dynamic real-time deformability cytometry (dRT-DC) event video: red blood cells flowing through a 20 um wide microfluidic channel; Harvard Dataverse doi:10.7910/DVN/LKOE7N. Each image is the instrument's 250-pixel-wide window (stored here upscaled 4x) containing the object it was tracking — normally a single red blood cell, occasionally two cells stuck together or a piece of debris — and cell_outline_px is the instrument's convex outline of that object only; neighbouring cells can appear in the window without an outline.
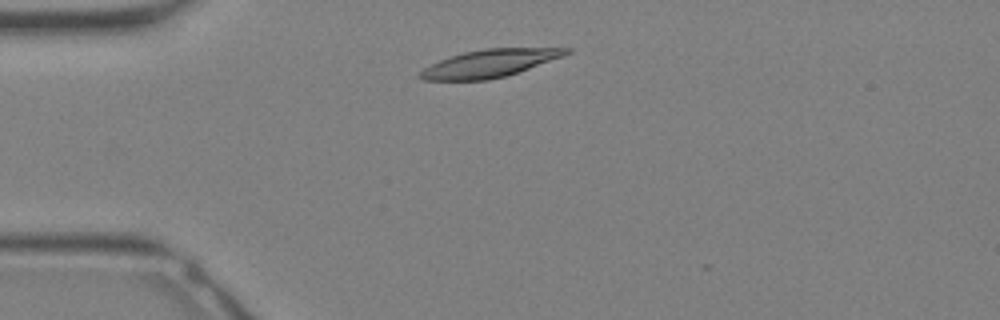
{"species": "Egyptian fruit bat (a non-hibernating species)", "species_latin": "Rousettus aegyptiacus", "temperature_condition": "warm", "stored_images_in_passage": 25, "camera_frame_rate_fps": 3000, "um_per_image_px": 0.085, "animal": {"sex": "female"}, "frame": {"image": 1, "passage_image": 1, "time_ms": 0.0, "image_size_px": [1000, 320], "cell_outline_px": [[572, 52], [564, 56], [504, 76], [488, 80], [424, 80], [416, 76], [424, 68], [440, 60], [464, 52], [484, 48], [572, 48]], "centroid_in_image_um": [41.61, 5.38], "position_along_channel_um": 43.4, "area_um2": 23.24}}
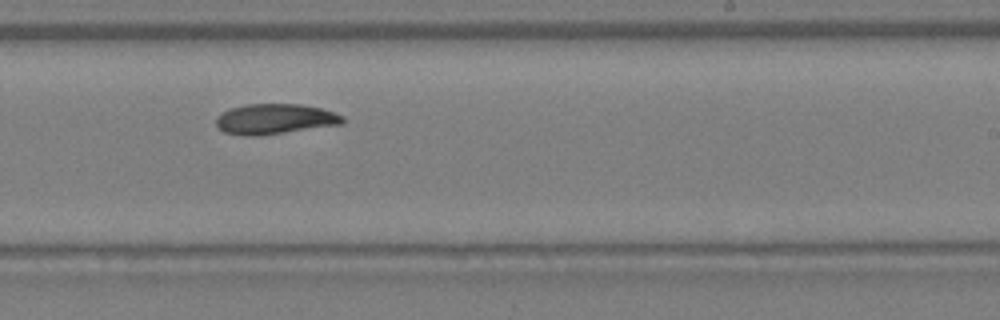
{"frame": {"image": 2, "passage_image": 13, "time_ms": 4.0, "image_size_px": [1000, 320], "cell_outline_px": [[344, 124], [284, 132], [252, 136], [240, 136], [224, 132], [216, 124], [216, 116], [232, 108], [248, 104], [300, 104], [320, 108], [344, 116]], "centroid_in_image_um": [23.36, 10.12], "position_along_channel_um": 265.6, "area_um2": 22.14}}
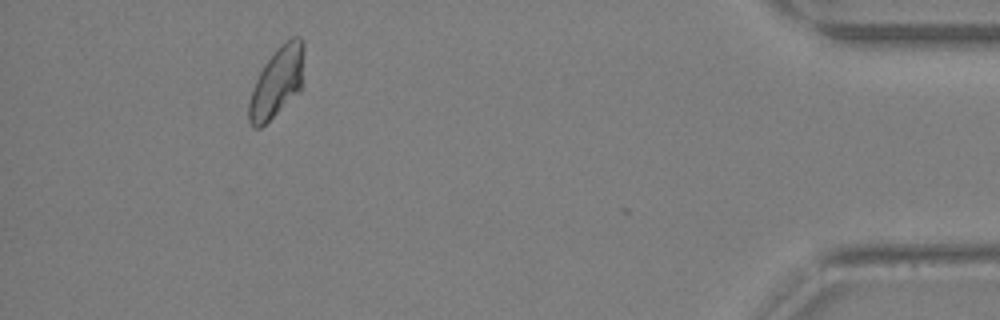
{"frame": {"image": 3, "passage_image": 23, "time_ms": 7.333, "image_size_px": [1000, 320], "cell_outline_px": [[304, 52], [300, 92], [260, 128], [252, 128], [248, 120], [248, 104], [256, 80], [264, 64], [280, 44], [284, 40], [292, 36], [300, 36], [304, 40]], "centroid_in_image_um": [23.56, 6.95], "position_along_channel_um": 411.6, "area_um2": 22.54}}